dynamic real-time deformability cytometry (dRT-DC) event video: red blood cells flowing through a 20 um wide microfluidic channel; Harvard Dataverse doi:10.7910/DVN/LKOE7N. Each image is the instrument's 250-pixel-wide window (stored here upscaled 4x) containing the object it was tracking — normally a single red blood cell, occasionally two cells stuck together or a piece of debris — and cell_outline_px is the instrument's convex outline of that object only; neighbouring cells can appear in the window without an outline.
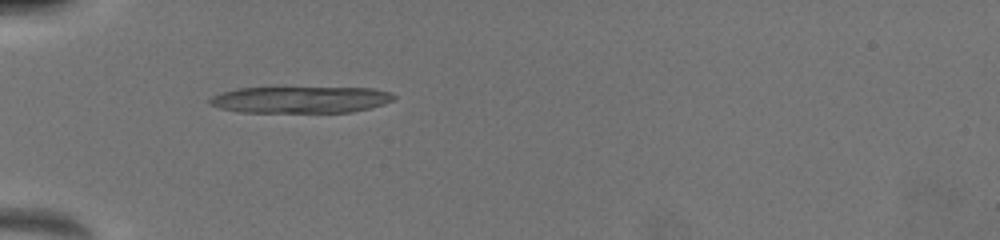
{"species": "common noctule bat (a hibernating species)", "species_latin": "Nyctalus noctula", "temperature_condition": "warm", "stored_images_in_passage": 52, "camera_frame_rate_fps": 3000, "um_per_image_px": 0.085, "animal": {"sex": "female", "body_mass_g": 19.5, "forearm_length_mm": 54.1}, "frame": {"image": 1, "passage_image": 23, "time_ms": 6.0, "image_size_px": [1000, 240], "cell_outline_px": [[396, 96], [392, 100], [384, 104], [352, 112], [240, 112], [220, 108], [208, 104], [208, 100], [212, 96], [220, 92], [240, 88], [376, 88], [392, 92]], "centroid_in_image_um": [25.54, 8.47], "position_along_channel_um": 59.5, "area_um2": 28.55}}